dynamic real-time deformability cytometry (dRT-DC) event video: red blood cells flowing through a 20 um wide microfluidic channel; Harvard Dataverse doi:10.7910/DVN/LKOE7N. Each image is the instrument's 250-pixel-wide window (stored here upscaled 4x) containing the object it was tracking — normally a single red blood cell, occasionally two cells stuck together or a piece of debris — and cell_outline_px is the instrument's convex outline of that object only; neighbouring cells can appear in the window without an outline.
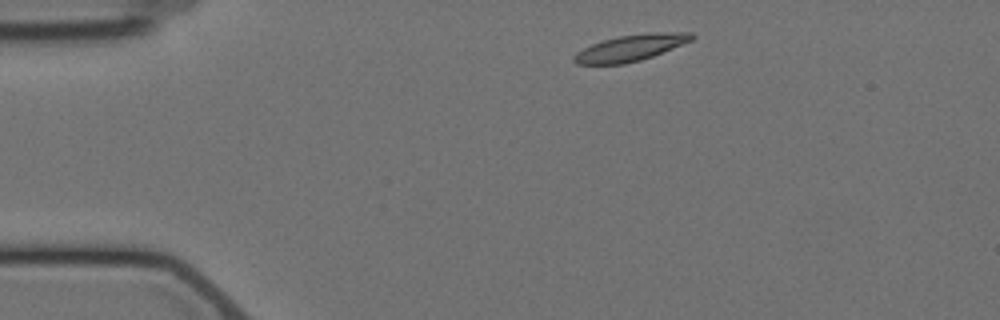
{"species": "Egyptian fruit bat (a non-hibernating species)", "species_latin": "Rousettus aegyptiacus", "temperature_condition": "cold", "stored_images_in_passage": 3, "camera_frame_rate_fps": 3000, "um_per_image_px": 0.085, "animal": {"sex": "female"}, "frame": {"image": 1, "passage_image": 1, "time_ms": 0.0, "image_size_px": [1000, 320], "cell_outline_px": [[696, 36], [692, 40], [652, 56], [640, 60], [624, 64], [576, 64], [572, 60], [572, 56], [576, 52], [592, 44], [604, 40], [620, 36], [648, 32], [692, 32]], "centroid_in_image_um": [53.6, 4.06], "position_along_channel_um": 31.4, "area_um2": 17.98}}
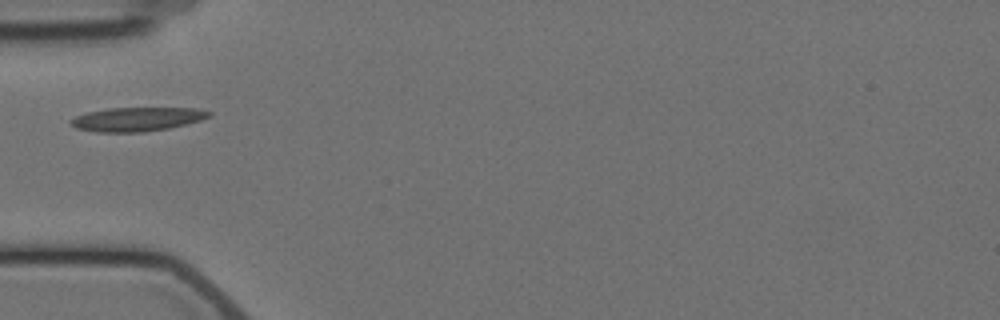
{"frame": {"image": 2, "passage_image": 3, "time_ms": 2.667, "image_size_px": [1000, 320], "cell_outline_px": [[212, 116], [200, 120], [168, 128], [140, 132], [96, 132], [76, 128], [68, 120], [76, 116], [88, 112], [108, 108], [196, 108], [212, 112]], "centroid_in_image_um": [11.64, 10.12], "position_along_channel_um": 73.4, "area_um2": 19.13}}